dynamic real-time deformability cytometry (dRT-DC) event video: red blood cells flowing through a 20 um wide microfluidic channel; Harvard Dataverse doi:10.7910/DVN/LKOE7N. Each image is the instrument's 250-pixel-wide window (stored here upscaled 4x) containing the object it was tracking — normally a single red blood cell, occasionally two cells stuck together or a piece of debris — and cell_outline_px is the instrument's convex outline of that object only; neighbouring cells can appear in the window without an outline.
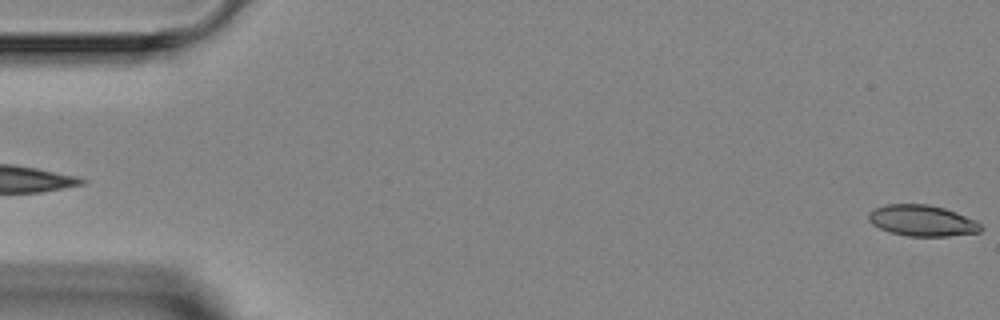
{"species": "Egyptian fruit bat (a non-hibernating species)", "species_latin": "Rousettus aegyptiacus", "temperature_condition": "room temperature", "stored_images_in_passage": 4, "camera_frame_rate_fps": 3000, "um_per_image_px": 0.085, "animal": {"sex": "female"}, "frame": {"image": 1, "passage_image": 4, "time_ms": 4.0, "image_size_px": [1000, 320], "cell_outline_px": [[984, 228], [980, 232], [948, 236], [908, 236], [892, 232], [880, 228], [872, 224], [868, 220], [868, 212], [884, 204], [928, 204], [944, 208], [956, 212], [976, 220]], "centroid_in_image_um": [78.39, 18.75], "position_along_channel_um": 6.6, "area_um2": 20.35}}